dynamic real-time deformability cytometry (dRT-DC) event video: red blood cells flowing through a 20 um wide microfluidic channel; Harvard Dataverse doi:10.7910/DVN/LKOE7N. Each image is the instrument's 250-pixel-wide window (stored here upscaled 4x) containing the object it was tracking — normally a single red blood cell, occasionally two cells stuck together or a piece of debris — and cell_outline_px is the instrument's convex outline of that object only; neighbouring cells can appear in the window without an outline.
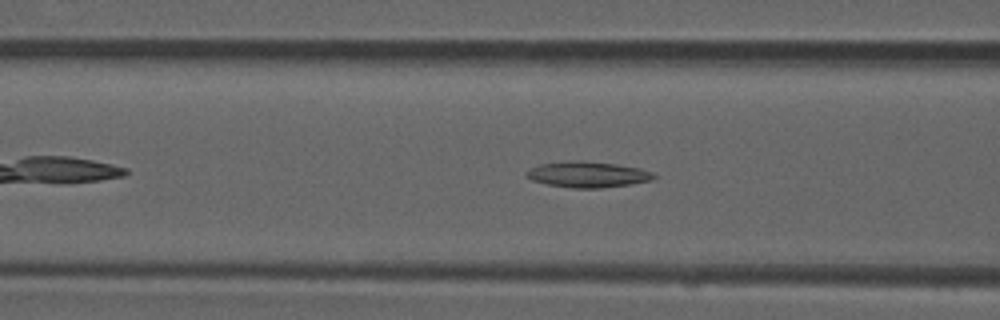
{"species": "common noctule bat (a hibernating species)", "species_latin": "Nyctalus noctula", "temperature_condition": "room temperature", "stored_images_in_passage": 34, "camera_frame_rate_fps": 3000, "um_per_image_px": 0.085, "animal": {"sex": "male", "forearm_length_mm": 52.5}, "frame": {"image": 1, "passage_image": 9, "time_ms": 2.667, "image_size_px": [1000, 320], "cell_outline_px": [[656, 176], [652, 180], [628, 184], [600, 188], [572, 188], [548, 184], [532, 180], [524, 176], [524, 172], [540, 164], [568, 160], [584, 160], [616, 164], [640, 168], [652, 172]], "centroid_in_image_um": [49.92, 14.82], "position_along_channel_um": 116.7, "area_um2": 19.25}}
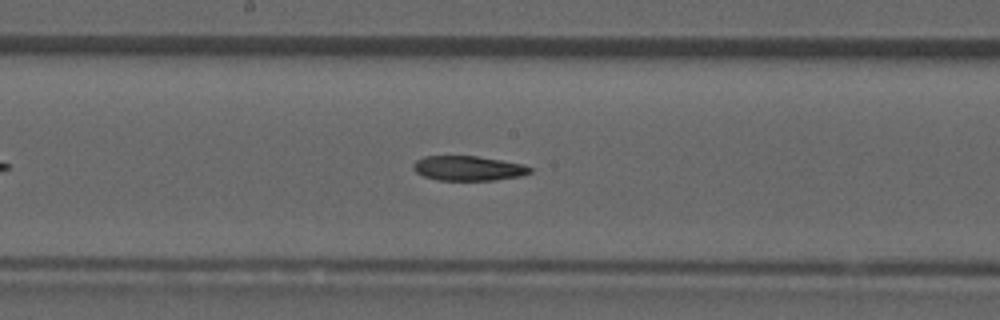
{"frame": {"image": 2, "passage_image": 16, "time_ms": 5.0, "image_size_px": [1000, 320], "cell_outline_px": [[532, 172], [520, 176], [496, 180], [436, 180], [424, 176], [416, 172], [412, 168], [412, 164], [416, 160], [424, 156], [476, 156], [524, 164], [532, 168]], "centroid_in_image_um": [39.79, 14.3], "position_along_channel_um": 208.4, "area_um2": 16.88}}
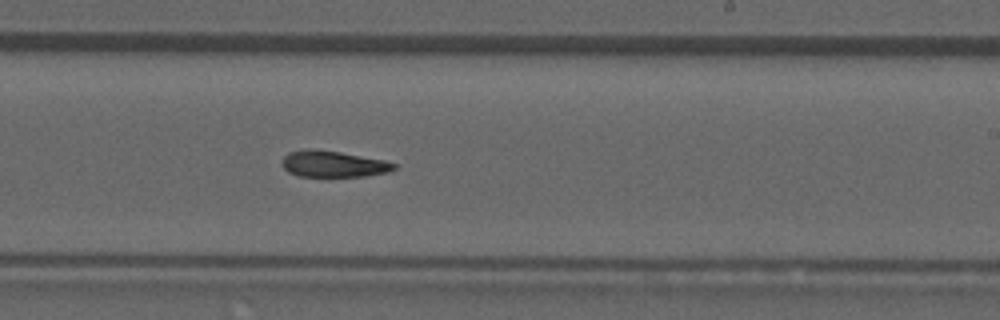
{"frame": {"image": 3, "passage_image": 20, "time_ms": 6.333, "image_size_px": [1000, 320], "cell_outline_px": [[396, 168], [388, 172], [364, 176], [300, 176], [288, 172], [284, 168], [280, 160], [288, 152], [308, 148], [312, 148], [340, 152], [384, 160], [396, 164]], "centroid_in_image_um": [28.28, 13.93], "position_along_channel_um": 260.7, "area_um2": 17.17}, "authors_computed_cell_mechanics": {"area_um2": 17.7446, "velocity_mm_per_s": 3.9349, "shape_relaxation_time_tau1_ms": null, "shape_relaxation_time_tau2_ms": 8.3312, "deformation_change_tau1": null, "deformation_change_tau2": 0.1834}}